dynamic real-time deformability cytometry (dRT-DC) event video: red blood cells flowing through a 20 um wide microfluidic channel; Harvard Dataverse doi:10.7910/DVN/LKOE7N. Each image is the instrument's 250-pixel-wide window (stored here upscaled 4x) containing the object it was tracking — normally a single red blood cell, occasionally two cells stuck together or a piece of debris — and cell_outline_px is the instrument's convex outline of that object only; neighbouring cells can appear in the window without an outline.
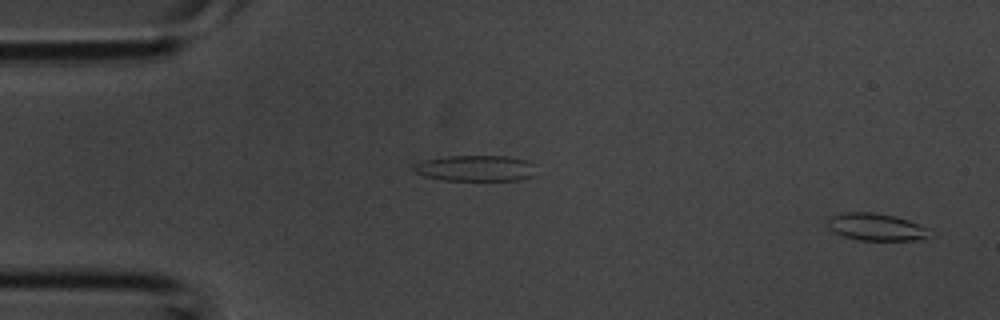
{"species": "common noctule bat (a hibernating species)", "species_latin": "Nyctalus noctula", "temperature_condition": "room temperature", "stored_images_in_passage": 2, "segment_of_instrument_passage": [2, 2], "camera_frame_rate_fps": 3000, "um_per_image_px": 0.085, "animal": {"sex": "male", "body_mass_g": 20.1, "forearm_length_mm": 53.5}, "frame": {"image": 1, "passage_image": 2, "time_ms": 0.333, "image_size_px": [1000, 320], "cell_outline_px": [[928, 236], [912, 240], [860, 240], [844, 236], [828, 228], [828, 220], [832, 216], [840, 212], [872, 212], [896, 216], [908, 220], [928, 228]], "centroid_in_image_um": [74.43, 19.27], "position_along_channel_um": 10.6, "area_um2": 15.95}}